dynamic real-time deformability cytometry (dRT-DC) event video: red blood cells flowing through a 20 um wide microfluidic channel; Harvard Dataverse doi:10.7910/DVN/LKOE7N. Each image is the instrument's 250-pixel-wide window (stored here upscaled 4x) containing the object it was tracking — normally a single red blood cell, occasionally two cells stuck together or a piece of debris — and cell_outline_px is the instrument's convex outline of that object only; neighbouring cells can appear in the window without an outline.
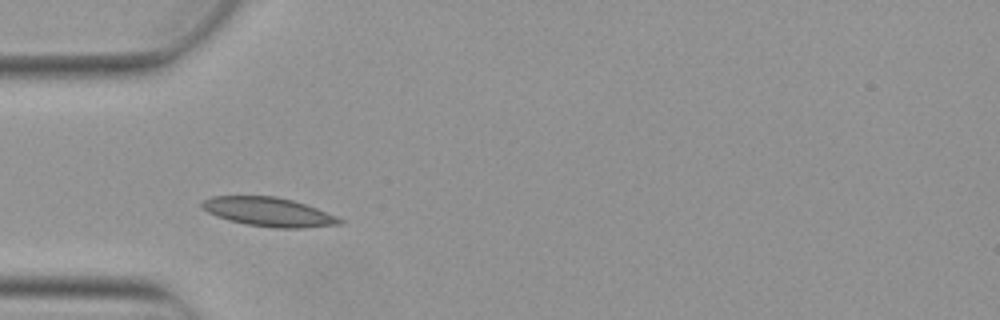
{"species": "Egyptian fruit bat (a non-hibernating species)", "species_latin": "Rousettus aegyptiacus", "temperature_condition": "warm", "stored_images_in_passage": 6, "camera_frame_rate_fps": 3000, "um_per_image_px": 0.085, "animal": {"sex": "female"}, "frame": {"image": 1, "passage_image": 2, "time_ms": 0.333, "image_size_px": [1000, 320], "cell_outline_px": [[344, 224], [304, 228], [272, 228], [248, 224], [228, 220], [216, 216], [200, 208], [200, 204], [204, 200], [212, 196], [276, 196], [292, 200], [316, 208], [336, 216], [344, 220]], "centroid_in_image_um": [22.83, 18.02], "position_along_channel_um": 62.2, "area_um2": 23.29}}
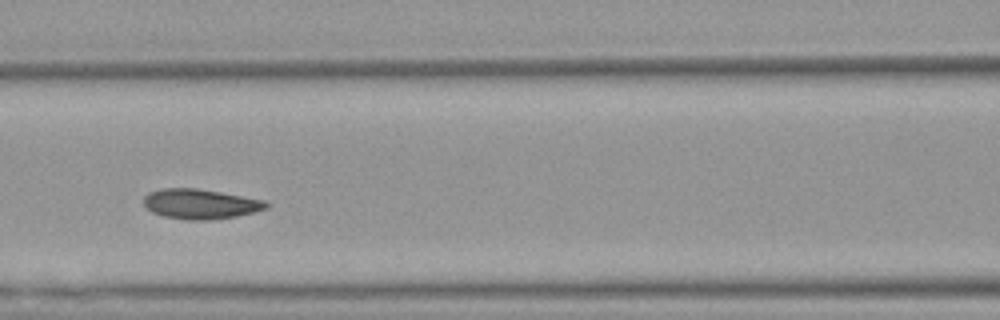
{"frame": {"image": 2, "passage_image": 4, "time_ms": 1.0, "image_size_px": [1000, 320], "cell_outline_px": [[268, 208], [236, 216], [208, 220], [188, 220], [164, 216], [152, 212], [144, 204], [144, 196], [148, 192], [160, 188], [196, 188], [220, 192], [264, 200], [268, 204]], "centroid_in_image_um": [17.0, 17.33], "position_along_channel_um": 149.6, "area_um2": 21.21}}
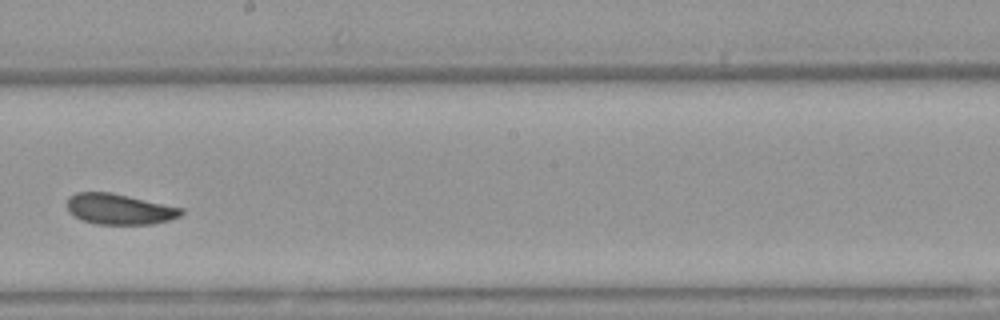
{"frame": {"image": 3, "passage_image": 6, "time_ms": 1.667, "image_size_px": [1000, 320], "cell_outline_px": [[184, 212], [180, 216], [168, 220], [152, 224], [96, 224], [80, 220], [68, 212], [68, 196], [76, 192], [112, 192], [184, 208]], "centroid_in_image_um": [10.14, 17.77], "position_along_channel_um": 238.1, "area_um2": 20.58}}